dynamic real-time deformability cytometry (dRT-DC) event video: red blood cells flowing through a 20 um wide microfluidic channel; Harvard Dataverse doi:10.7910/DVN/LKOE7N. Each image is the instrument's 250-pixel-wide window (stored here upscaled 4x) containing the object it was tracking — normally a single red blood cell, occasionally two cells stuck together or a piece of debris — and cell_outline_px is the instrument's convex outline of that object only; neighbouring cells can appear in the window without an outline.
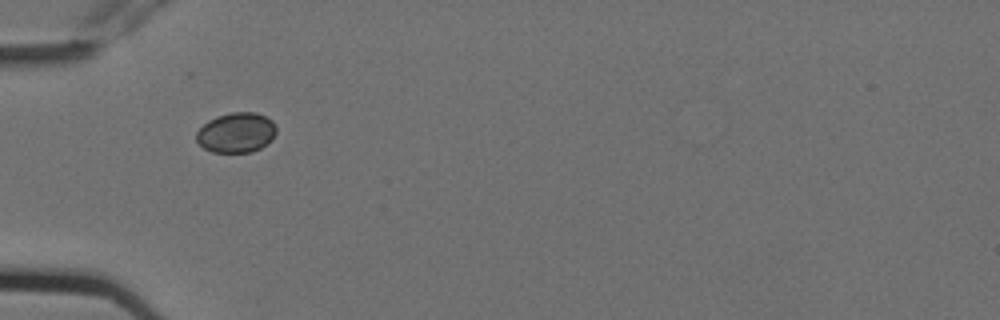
{"species": "Egyptian fruit bat (a non-hibernating species)", "species_latin": "Rousettus aegyptiacus", "temperature_condition": "cold", "stored_images_in_passage": 11, "camera_frame_rate_fps": 3000, "um_per_image_px": 0.085, "animal": {"sex": "female"}, "frame": {"image": 1, "passage_image": 1, "time_ms": 0.0, "image_size_px": [1000, 320], "cell_outline_px": [[276, 132], [272, 140], [260, 148], [252, 152], [212, 152], [204, 148], [196, 140], [196, 132], [208, 120], [216, 116], [232, 112], [256, 112], [272, 120], [276, 128]], "centroid_in_image_um": [20.08, 11.27], "position_along_channel_um": 64.9, "area_um2": 18.67}}
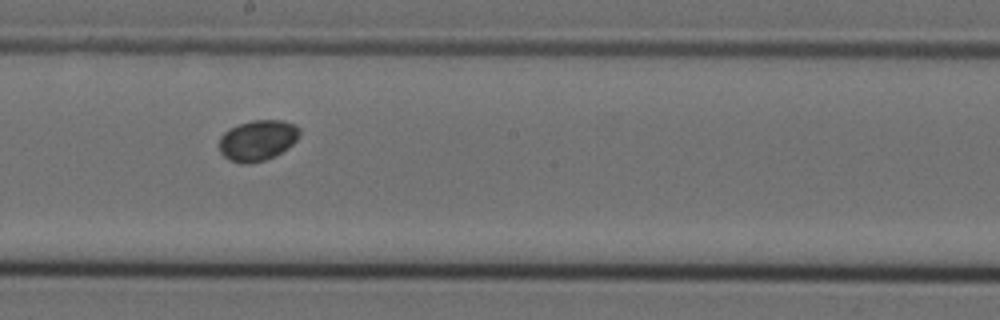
{"frame": {"image": 2, "passage_image": 5, "time_ms": 1.333, "image_size_px": [1000, 320], "cell_outline_px": [[300, 136], [288, 148], [276, 156], [264, 160], [248, 164], [240, 164], [228, 160], [220, 152], [220, 136], [228, 128], [252, 120], [284, 120], [300, 128]], "centroid_in_image_um": [21.89, 11.94], "position_along_channel_um": 226.3, "area_um2": 19.25}}
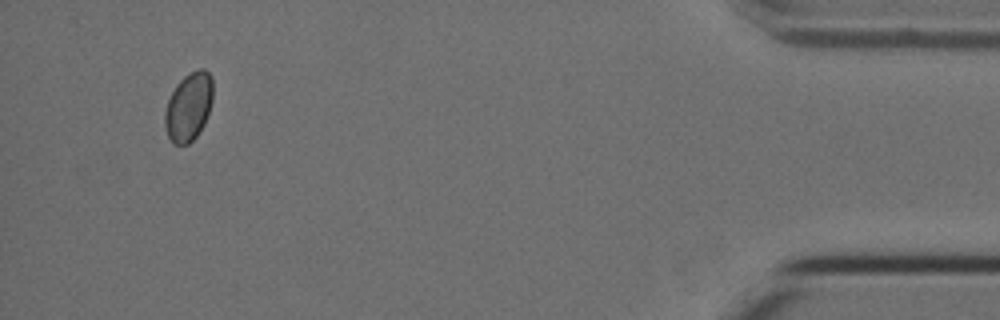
{"frame": {"image": 3, "passage_image": 10, "time_ms": 3.0, "image_size_px": [1000, 320], "cell_outline_px": [[212, 100], [204, 124], [200, 132], [188, 144], [176, 144], [168, 136], [164, 124], [164, 112], [168, 100], [176, 84], [184, 76], [200, 68], [204, 68], [212, 76]], "centroid_in_image_um": [16.03, 9.06], "position_along_channel_um": 419.2, "area_um2": 19.02}}